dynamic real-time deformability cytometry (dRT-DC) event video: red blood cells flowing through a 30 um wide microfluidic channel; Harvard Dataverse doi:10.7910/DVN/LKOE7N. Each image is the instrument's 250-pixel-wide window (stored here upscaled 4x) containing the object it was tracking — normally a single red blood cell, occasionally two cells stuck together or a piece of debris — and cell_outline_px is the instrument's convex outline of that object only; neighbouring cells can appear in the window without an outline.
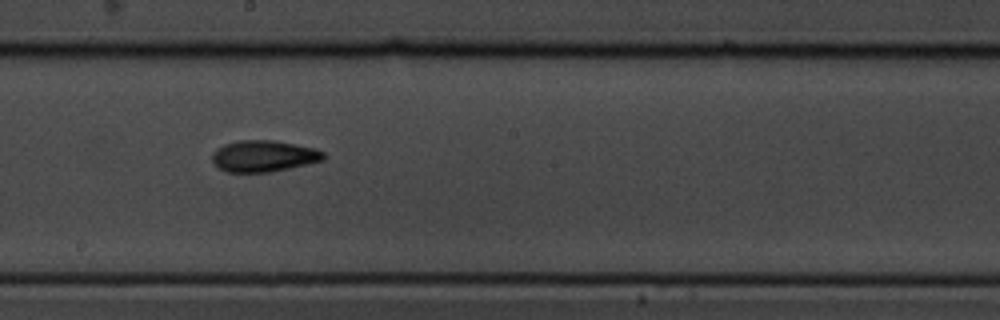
{"species": "common noctule bat (a hibernating species)", "species_latin": "Nyctalus noctula", "temperature_condition": "cold", "stored_images_in_passage": 10, "camera_frame_rate_fps": 3000, "um_per_image_px": 0.085, "animal": {"sex": "male", "body_mass_g": 19.5, "forearm_length_mm": 54.6}, "frame": {"image": 1, "passage_image": 9, "time_ms": 2.667, "image_size_px": [1000, 320], "cell_outline_px": [[324, 160], [288, 168], [268, 172], [228, 172], [220, 168], [212, 160], [212, 152], [216, 148], [224, 144], [240, 140], [272, 140], [312, 148], [324, 152]], "centroid_in_image_um": [22.37, 13.26], "position_along_channel_um": 225.8, "area_um2": 20.06}}
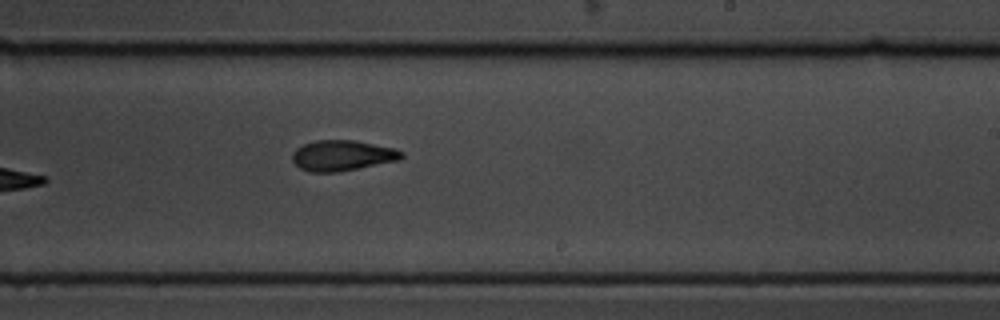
{"frame": {"image": 2, "passage_image": 10, "time_ms": 3.0, "image_size_px": [1000, 320], "cell_outline_px": [[404, 156], [400, 160], [340, 172], [308, 172], [300, 168], [292, 160], [292, 152], [296, 148], [304, 144], [316, 140], [356, 140], [392, 148], [404, 152]], "centroid_in_image_um": [29.09, 13.22], "position_along_channel_um": 259.9, "area_um2": 19.59}}